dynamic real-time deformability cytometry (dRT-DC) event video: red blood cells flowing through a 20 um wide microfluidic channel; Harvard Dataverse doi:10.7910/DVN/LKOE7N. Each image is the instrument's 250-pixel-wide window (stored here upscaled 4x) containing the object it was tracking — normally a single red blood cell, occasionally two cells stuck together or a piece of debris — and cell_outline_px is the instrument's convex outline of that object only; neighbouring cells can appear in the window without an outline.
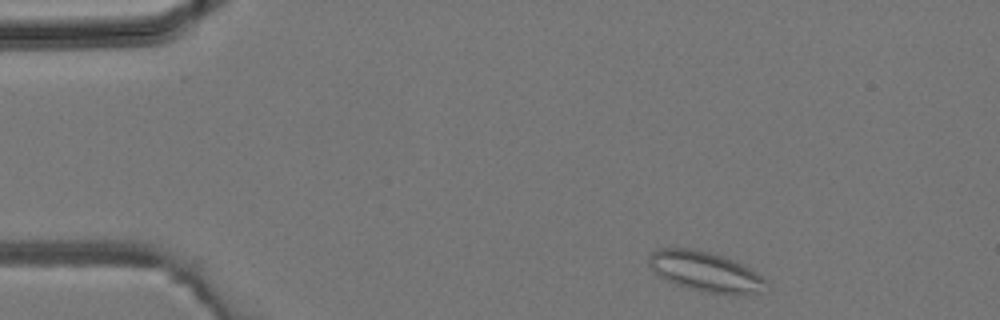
{"species": "common noctule bat (a hibernating species)", "species_latin": "Nyctalus noctula", "temperature_condition": "room temperature", "stored_images_in_passage": 39, "segment_of_instrument_passage": [1, 2], "camera_frame_rate_fps": 3000, "um_per_image_px": 0.085, "animal": {"sex": "male", "body_mass_g": 19.2, "forearm_length_mm": 51.8}, "frame": {"image": 1, "passage_image": 2, "time_ms": 0.333, "image_size_px": [1000, 320], "cell_outline_px": [[764, 292], [736, 296], [708, 292], [688, 288], [676, 284], [660, 276], [648, 264], [648, 256], [656, 248], [688, 248], [708, 252], [732, 260], [752, 268], [764, 280]], "centroid_in_image_um": [59.96, 23.1], "position_along_channel_um": 25.0, "area_um2": 27.11}}
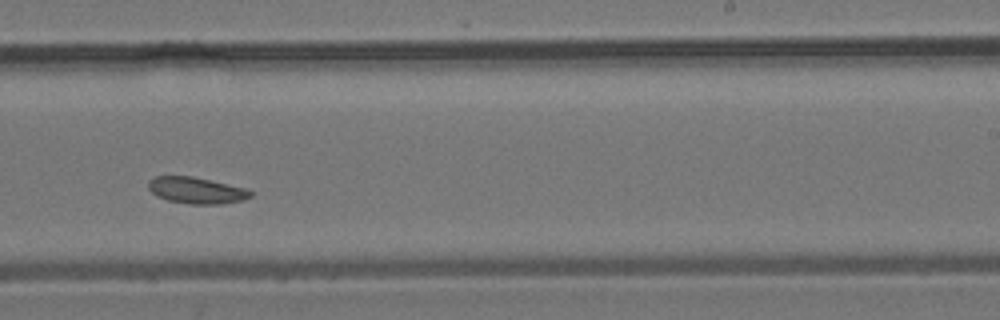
{"frame": {"image": 2, "passage_image": 22, "time_ms": 7.0, "image_size_px": [1000, 320], "cell_outline_px": [[252, 196], [244, 200], [220, 204], [188, 204], [168, 200], [156, 196], [148, 188], [148, 180], [152, 176], [192, 176], [244, 188], [252, 192]], "centroid_in_image_um": [16.65, 16.18], "position_along_channel_um": 272.3, "area_um2": 15.72}}
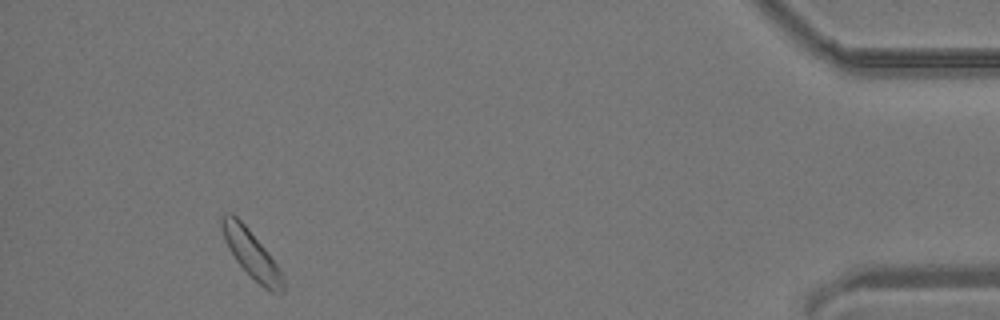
{"frame": {"image": 3, "passage_image": 35, "time_ms": 11.333, "image_size_px": [1000, 320], "cell_outline_px": [[284, 292], [272, 292], [264, 288], [236, 260], [228, 248], [220, 224], [220, 216], [224, 212], [232, 212], [248, 228], [268, 252], [276, 264], [284, 280]], "centroid_in_image_um": [21.34, 21.53], "position_along_channel_um": 413.9, "area_um2": 16.65}}